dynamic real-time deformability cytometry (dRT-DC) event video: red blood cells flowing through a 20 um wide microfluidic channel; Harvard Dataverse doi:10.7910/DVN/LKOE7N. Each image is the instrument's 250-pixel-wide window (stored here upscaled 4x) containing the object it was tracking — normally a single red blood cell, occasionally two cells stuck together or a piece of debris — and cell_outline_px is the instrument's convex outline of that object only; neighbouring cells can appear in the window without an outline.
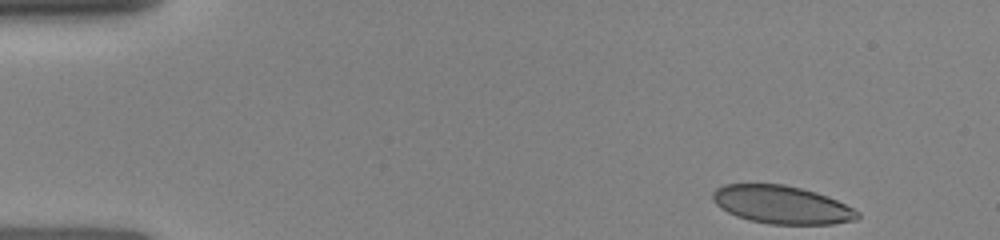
{"species": "human", "species_latin": "Homo sapiens", "temperature_condition": "room temperature", "stored_images_in_passage": 5, "camera_frame_rate_fps": 3000, "um_per_image_px": 0.085, "donor": {"sex": "female"}, "frame": {"image": 1, "passage_image": 1, "time_ms": 0.0, "image_size_px": [1000, 240], "cell_outline_px": [[860, 216], [856, 220], [832, 224], [768, 224], [748, 220], [736, 216], [720, 208], [712, 200], [712, 192], [716, 188], [724, 184], [784, 184], [816, 192], [828, 196], [860, 212]], "centroid_in_image_um": [66.42, 17.4], "position_along_channel_um": 18.6, "area_um2": 32.19}}
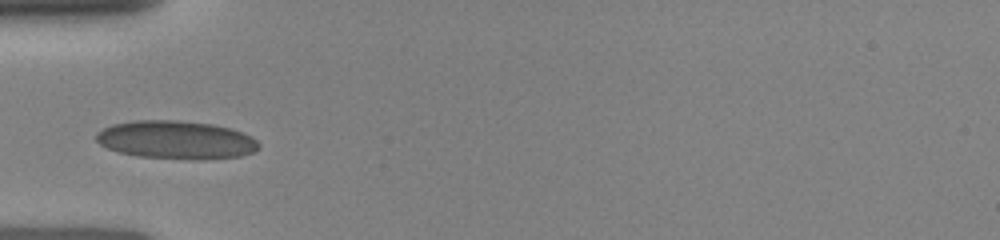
{"frame": {"image": 2, "passage_image": 4, "time_ms": 3.667, "image_size_px": [1000, 240], "cell_outline_px": [[260, 148], [252, 152], [240, 156], [200, 160], [192, 160], [136, 156], [120, 152], [108, 148], [100, 144], [96, 140], [96, 132], [112, 124], [136, 120], [176, 120], [212, 124], [232, 128], [252, 136], [260, 144]], "centroid_in_image_um": [14.99, 11.89], "position_along_channel_um": 70.0, "area_um2": 36.47}}
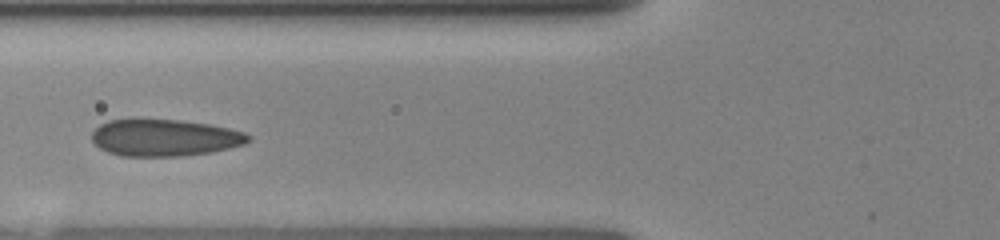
{"frame": {"image": 3, "passage_image": 5, "time_ms": 4.667, "image_size_px": [1000, 240], "cell_outline_px": [[252, 140], [244, 144], [212, 152], [184, 156], [120, 156], [108, 152], [100, 148], [92, 140], [92, 132], [100, 124], [108, 120], [136, 116], [180, 120], [208, 124], [228, 128], [244, 132], [252, 136]], "centroid_in_image_um": [13.95, 11.67], "position_along_channel_um": 111.8, "area_um2": 34.56}}